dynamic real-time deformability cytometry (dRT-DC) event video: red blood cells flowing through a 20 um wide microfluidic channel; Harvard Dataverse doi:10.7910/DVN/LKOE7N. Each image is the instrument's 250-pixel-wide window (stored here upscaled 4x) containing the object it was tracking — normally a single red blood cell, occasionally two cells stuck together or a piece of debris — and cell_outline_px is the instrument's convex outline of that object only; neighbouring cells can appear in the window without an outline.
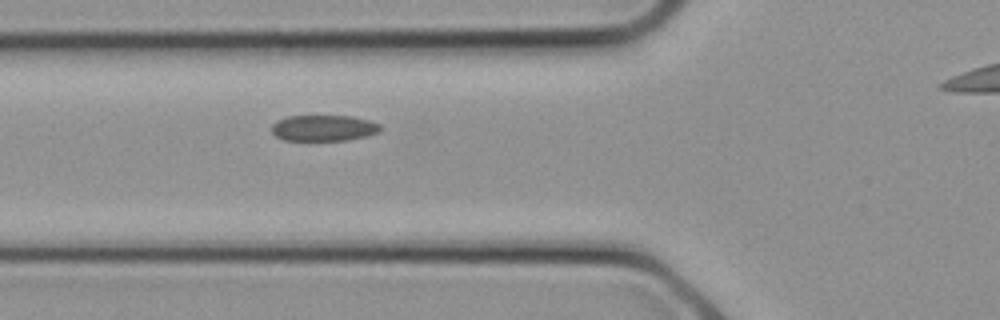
{"species": "common noctule bat (a hibernating species)", "species_latin": "Nyctalus noctula", "temperature_condition": "cold", "stored_images_in_passage": 10, "segment_of_instrument_passage": [1, 2], "camera_frame_rate_fps": 3000, "um_per_image_px": 0.085, "animal": {"sex": "female", "body_mass_g": 21.9}, "frame": {"image": 1, "passage_image": 9, "time_ms": 2.667, "image_size_px": [1000, 320], "cell_outline_px": [[380, 132], [368, 136], [348, 140], [284, 140], [276, 136], [272, 132], [272, 124], [276, 120], [288, 116], [352, 116], [368, 120], [380, 124]], "centroid_in_image_um": [27.52, 10.88], "position_along_channel_um": 98.3, "area_um2": 16.53}}